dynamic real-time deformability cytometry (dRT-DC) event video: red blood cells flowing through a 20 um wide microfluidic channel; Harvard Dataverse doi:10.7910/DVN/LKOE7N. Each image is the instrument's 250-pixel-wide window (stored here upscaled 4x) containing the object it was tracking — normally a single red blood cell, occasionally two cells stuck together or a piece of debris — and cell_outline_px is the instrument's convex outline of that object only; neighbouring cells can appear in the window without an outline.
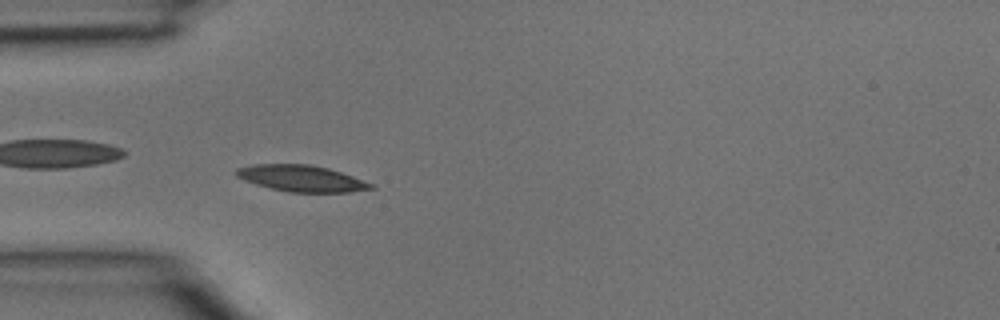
{"species": "common noctule bat (a hibernating species)", "species_latin": "Nyctalus noctula", "temperature_condition": "room temperature", "stored_images_in_passage": 4, "camera_frame_rate_fps": 3000, "um_per_image_px": 0.085, "animal": {"sex": "male", "body_mass_g": 15.6}, "frame": {"image": 1, "passage_image": 4, "time_ms": 1.0, "image_size_px": [1000, 320], "cell_outline_px": [[376, 188], [348, 192], [288, 192], [256, 184], [244, 180], [236, 176], [236, 168], [252, 164], [308, 164], [328, 168], [376, 184]], "centroid_in_image_um": [25.64, 15.16], "position_along_channel_um": 59.4, "area_um2": 20.63}}